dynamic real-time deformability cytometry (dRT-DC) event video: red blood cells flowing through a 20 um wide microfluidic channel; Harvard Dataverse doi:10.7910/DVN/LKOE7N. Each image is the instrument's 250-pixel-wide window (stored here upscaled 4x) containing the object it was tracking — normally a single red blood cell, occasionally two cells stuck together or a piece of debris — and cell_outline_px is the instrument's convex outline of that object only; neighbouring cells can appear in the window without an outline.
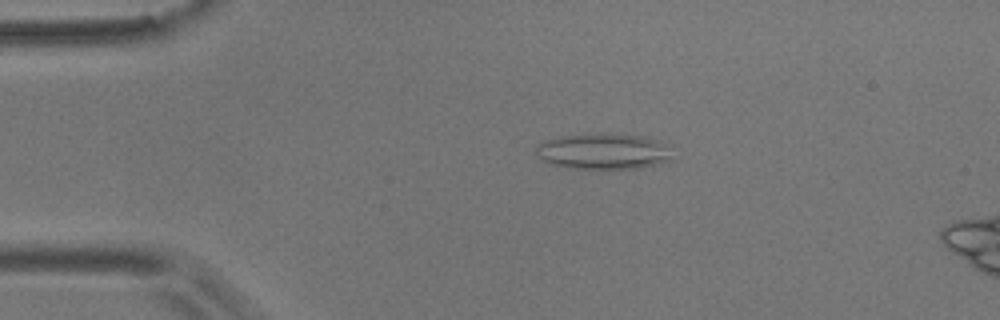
{"species": "common noctule bat (a hibernating species)", "species_latin": "Nyctalus noctula", "temperature_condition": "room temperature", "stored_images_in_passage": 56, "camera_frame_rate_fps": 3000, "um_per_image_px": 0.085, "animal": {"sex": "male", "body_mass_g": 17.9}, "frame": {"image": 1, "passage_image": 11, "time_ms": 3.333, "image_size_px": [1000, 320], "cell_outline_px": [[672, 160], [660, 164], [636, 168], [568, 168], [548, 164], [536, 152], [536, 148], [544, 140], [556, 136], [604, 132], [644, 136], [656, 140], [664, 144], [672, 156]], "centroid_in_image_um": [51.27, 12.85], "position_along_channel_um": 33.7, "area_um2": 28.73}}
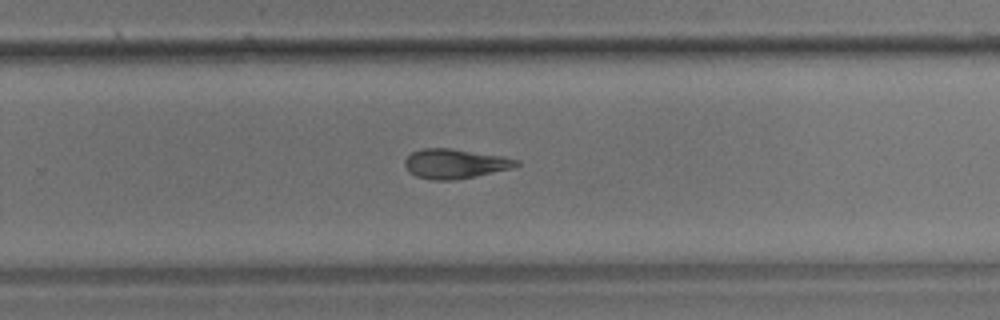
{"frame": {"image": 2, "passage_image": 36, "time_ms": 11.667, "image_size_px": [1000, 320], "cell_outline_px": [[520, 164], [512, 168], [456, 180], [432, 180], [416, 176], [408, 172], [404, 164], [404, 160], [412, 152], [420, 148], [452, 148], [500, 156], [520, 160]], "centroid_in_image_um": [38.64, 13.91], "position_along_channel_um": 291.2, "area_um2": 19.25}}
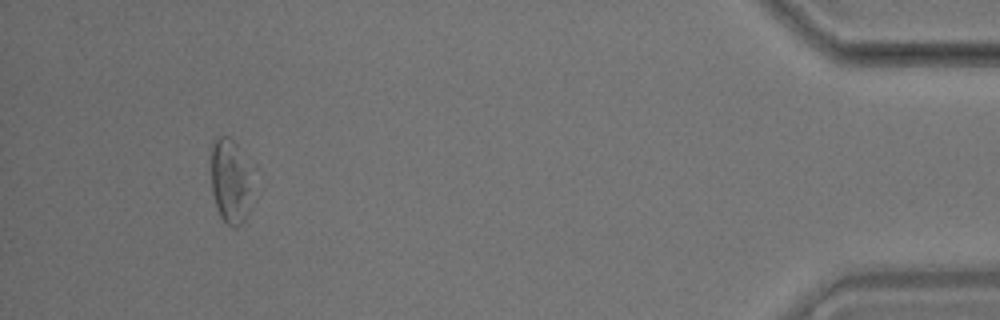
{"frame": {"image": 3, "passage_image": 52, "time_ms": 17.0, "image_size_px": [1000, 320], "cell_outline_px": [[248, 212], [244, 220], [236, 228], [228, 224], [220, 216], [216, 208], [212, 192], [208, 152], [212, 140], [216, 136], [228, 136], [236, 144], [244, 168], [248, 188]], "centroid_in_image_um": [19.41, 15.37], "position_along_channel_um": 415.8, "area_um2": 19.59}, "authors_computed_cell_mechanics": {"area_um2": 20.7502, "velocity_mm_per_s": 3.5682, "shape_relaxation_time_tau1_ms": null, "shape_relaxation_time_tau2_ms": 6.4119, "deformation_change_tau1": null, "deformation_change_tau2": 0.19}}